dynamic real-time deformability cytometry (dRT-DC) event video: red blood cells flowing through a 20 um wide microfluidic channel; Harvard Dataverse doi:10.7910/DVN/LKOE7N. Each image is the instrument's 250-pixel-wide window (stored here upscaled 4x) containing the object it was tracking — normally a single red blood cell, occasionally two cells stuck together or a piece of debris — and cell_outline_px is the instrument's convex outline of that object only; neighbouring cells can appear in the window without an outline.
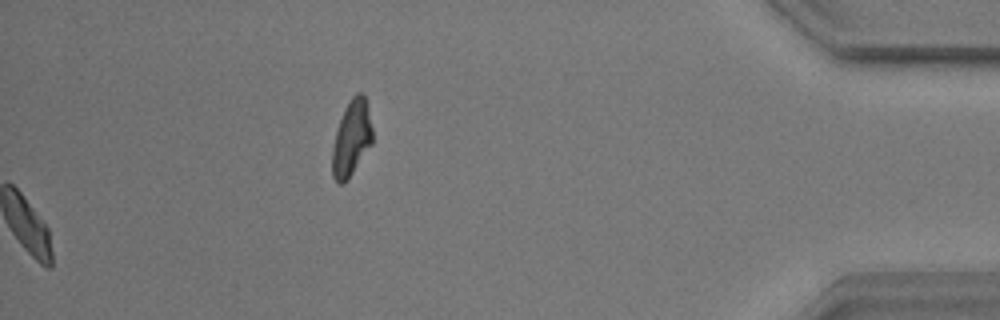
{"species": "common noctule bat (a hibernating species)", "species_latin": "Nyctalus noctula", "temperature_condition": "warm", "stored_images_in_passage": 35, "camera_frame_rate_fps": 3000, "um_per_image_px": 0.085, "animal": {"sex": "male", "body_mass_g": 17.9}, "frame": {"image": 1, "passage_image": 35, "time_ms": 11.333, "image_size_px": [1000, 320], "cell_outline_px": [[372, 144], [344, 184], [336, 184], [332, 176], [332, 148], [336, 132], [344, 108], [352, 96], [356, 92], [364, 92], [372, 128]], "centroid_in_image_um": [29.87, 11.75], "position_along_channel_um": 405.3, "area_um2": 17.74}, "authors_computed_cell_mechanics": {"area_um2": 18.0336, "velocity_mm_per_s": 3.73, "shape_relaxation_time_tau1_ms": 2.7458, "shape_relaxation_time_tau2_ms": 2.691, "deformation_change_tau1": 0.1424, "deformation_change_tau2": 0.0785}}